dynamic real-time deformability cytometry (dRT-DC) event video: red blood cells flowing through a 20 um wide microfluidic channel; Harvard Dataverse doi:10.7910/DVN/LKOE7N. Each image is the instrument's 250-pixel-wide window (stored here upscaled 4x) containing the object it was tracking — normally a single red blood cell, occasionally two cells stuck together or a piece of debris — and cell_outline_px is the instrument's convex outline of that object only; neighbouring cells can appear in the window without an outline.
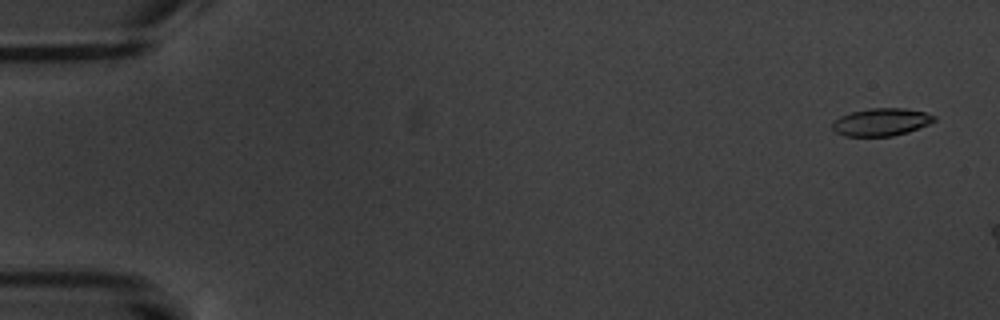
{"species": "common noctule bat (a hibernating species)", "species_latin": "Nyctalus noctula", "temperature_condition": "warm", "stored_images_in_passage": 3, "camera_frame_rate_fps": 3000, "um_per_image_px": 0.085, "animal": {"sex": "male", "body_mass_g": 20.1, "forearm_length_mm": 53.5}, "frame": {"image": 1, "passage_image": 1, "time_ms": 0.0, "image_size_px": [1000, 320], "cell_outline_px": [[936, 120], [928, 124], [908, 132], [892, 136], [844, 136], [836, 132], [832, 128], [832, 124], [840, 116], [852, 112], [868, 108], [904, 108], [924, 112], [936, 116]], "centroid_in_image_um": [74.91, 10.37], "position_along_channel_um": 10.1, "area_um2": 16.3}}